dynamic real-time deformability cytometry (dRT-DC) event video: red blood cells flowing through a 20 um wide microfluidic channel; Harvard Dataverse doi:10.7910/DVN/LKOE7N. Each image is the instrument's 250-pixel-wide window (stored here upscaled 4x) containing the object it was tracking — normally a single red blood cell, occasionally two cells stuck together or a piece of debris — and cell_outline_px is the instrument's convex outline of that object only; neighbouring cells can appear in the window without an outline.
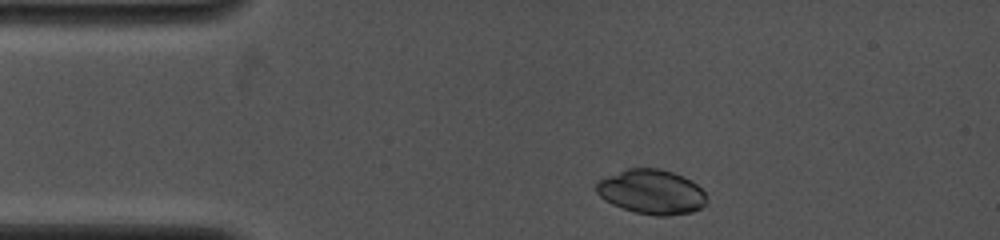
{"species": "common noctule bat (a hibernating species)", "species_latin": "Nyctalus noctula", "temperature_condition": "cold", "stored_images_in_passage": 5, "camera_frame_rate_fps": 4000, "um_per_image_px": 0.085, "animal": {"sex": "female", "body_mass_g": 19.0, "forearm_length_mm": 53.3}, "frame": {"image": 1, "passage_image": 1, "time_ms": 0.0, "image_size_px": [1000, 240], "cell_outline_px": [[708, 200], [700, 208], [692, 212], [668, 216], [656, 216], [636, 212], [612, 204], [604, 200], [596, 192], [596, 184], [600, 180], [608, 176], [628, 168], [660, 168], [672, 172], [696, 184], [708, 196]], "centroid_in_image_um": [55.39, 16.32], "position_along_channel_um": 29.6, "area_um2": 28.44}}
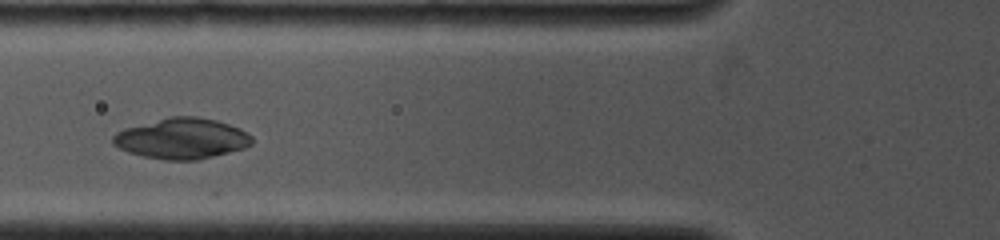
{"frame": {"image": 2, "passage_image": 4, "time_ms": 3.0, "image_size_px": [1000, 240], "cell_outline_px": [[252, 144], [244, 148], [196, 160], [164, 160], [144, 156], [128, 152], [112, 144], [112, 136], [116, 132], [124, 128], [168, 116], [196, 116], [216, 120], [240, 128], [252, 136]], "centroid_in_image_um": [15.43, 11.76], "position_along_channel_um": 110.4, "area_um2": 32.95}}